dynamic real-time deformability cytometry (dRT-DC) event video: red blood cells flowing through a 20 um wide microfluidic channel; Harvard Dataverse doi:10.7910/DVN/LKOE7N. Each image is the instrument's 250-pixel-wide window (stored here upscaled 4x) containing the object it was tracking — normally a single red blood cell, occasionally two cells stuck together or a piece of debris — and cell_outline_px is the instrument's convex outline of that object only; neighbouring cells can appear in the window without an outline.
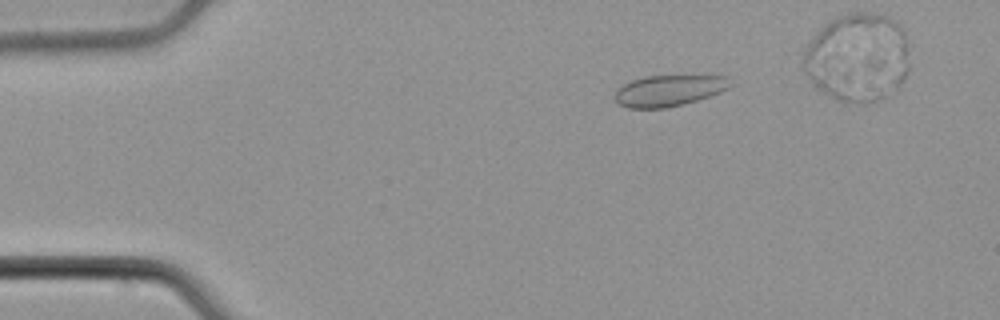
{"species": "common noctule bat (a hibernating species)", "species_latin": "Nyctalus noctula", "temperature_condition": "cold", "stored_images_in_passage": 43, "camera_frame_rate_fps": 3000, "um_per_image_px": 0.085, "animal": {"sex": "male", "body_mass_g": 21.5, "forearm_length_mm": 52.0}, "frame": {"image": 1, "passage_image": 6, "time_ms": 1.667, "image_size_px": [1000, 320], "cell_outline_px": [[732, 84], [728, 88], [720, 92], [684, 104], [664, 108], [628, 108], [620, 104], [612, 96], [624, 84], [632, 80], [644, 76], [728, 76]], "centroid_in_image_um": [56.85, 7.7], "position_along_channel_um": 28.2, "area_um2": 20.75}}
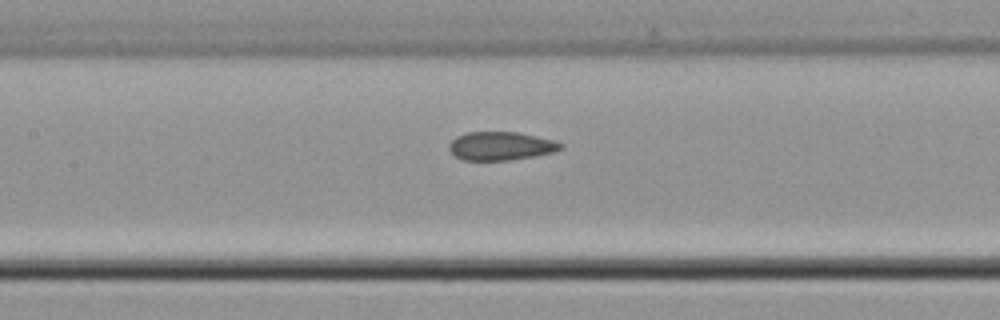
{"frame": {"image": 2, "passage_image": 21, "time_ms": 6.667, "image_size_px": [1000, 320], "cell_outline_px": [[564, 148], [552, 152], [536, 156], [508, 160], [460, 160], [448, 148], [448, 144], [456, 136], [468, 132], [520, 132], [556, 140], [564, 144]], "centroid_in_image_um": [42.6, 12.4], "position_along_channel_um": 164.8, "area_um2": 18.73}}
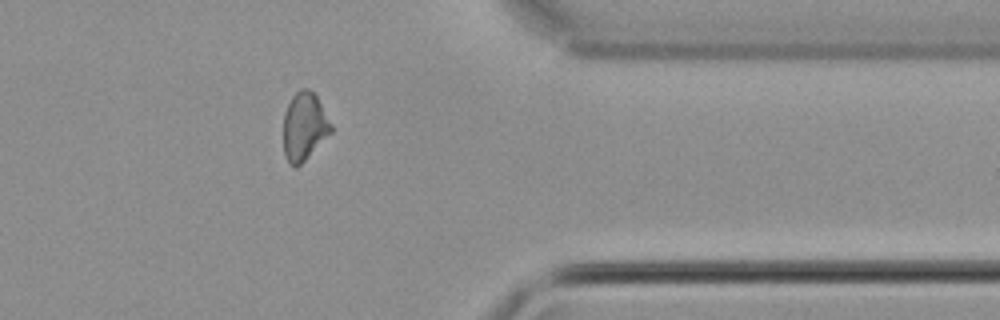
{"frame": {"image": 3, "passage_image": 39, "time_ms": 12.667, "image_size_px": [1000, 320], "cell_outline_px": [[332, 132], [296, 168], [292, 168], [288, 164], [284, 156], [284, 112], [292, 96], [300, 88], [308, 88], [316, 96], [332, 124]], "centroid_in_image_um": [25.85, 10.77], "position_along_channel_um": 385.6, "area_um2": 18.84}}